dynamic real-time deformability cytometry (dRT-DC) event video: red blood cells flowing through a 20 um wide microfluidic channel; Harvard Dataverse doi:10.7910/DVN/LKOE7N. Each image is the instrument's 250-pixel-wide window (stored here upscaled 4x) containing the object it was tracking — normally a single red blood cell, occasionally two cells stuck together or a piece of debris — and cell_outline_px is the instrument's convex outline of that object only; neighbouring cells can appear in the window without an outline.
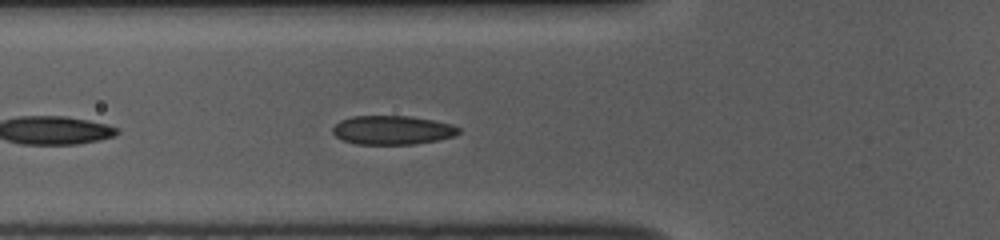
{"species": "common noctule bat (a hibernating species)", "species_latin": "Nyctalus noctula", "temperature_condition": "room temperature", "stored_images_in_passage": 26, "camera_frame_rate_fps": 3000, "um_per_image_px": 0.085, "animal": {"sex": "female", "body_mass_g": 10.0, "forearm_length_mm": 53.1}, "frame": {"image": 1, "passage_image": 5, "time_ms": 1.333, "image_size_px": [1000, 240], "cell_outline_px": [[460, 132], [456, 136], [416, 144], [356, 144], [344, 140], [336, 136], [332, 132], [332, 128], [340, 120], [352, 116], [408, 116], [432, 120], [452, 124], [460, 128]], "centroid_in_image_um": [33.36, 11.06], "position_along_channel_um": 92.4, "area_um2": 21.21}}
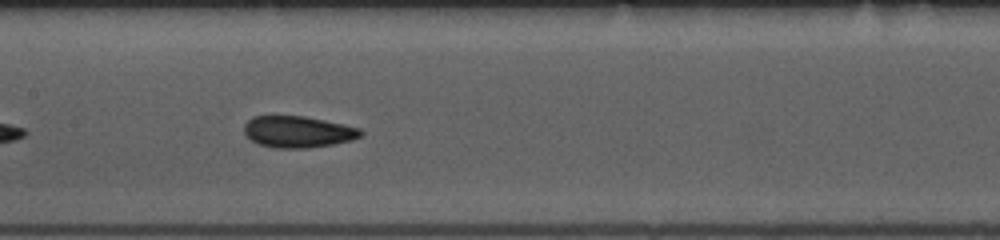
{"frame": {"image": 2, "passage_image": 12, "time_ms": 3.667, "image_size_px": [1000, 240], "cell_outline_px": [[364, 132], [360, 136], [352, 140], [332, 144], [308, 148], [272, 148], [260, 144], [252, 140], [244, 132], [244, 124], [252, 116], [304, 116], [344, 124], [360, 128]], "centroid_in_image_um": [25.33, 11.2], "position_along_channel_um": 182.1, "area_um2": 21.39}}